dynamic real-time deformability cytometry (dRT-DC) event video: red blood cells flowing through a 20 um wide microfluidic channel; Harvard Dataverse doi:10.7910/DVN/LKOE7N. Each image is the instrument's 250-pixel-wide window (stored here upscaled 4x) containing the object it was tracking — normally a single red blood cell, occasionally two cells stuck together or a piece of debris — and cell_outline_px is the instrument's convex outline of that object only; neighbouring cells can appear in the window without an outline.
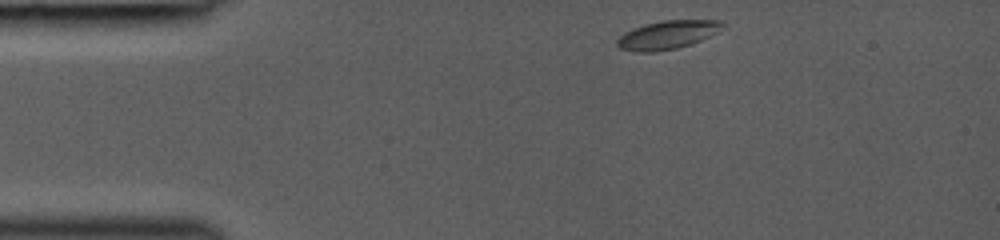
{"species": "common noctule bat (a hibernating species)", "species_latin": "Nyctalus noctula", "temperature_condition": "room temperature", "stored_images_in_passage": 35, "camera_frame_rate_fps": 3000, "um_per_image_px": 0.085, "animal": {"sex": "female", "body_mass_g": 19.0, "forearm_length_mm": 53.3}, "frame": {"image": 1, "passage_image": 1, "time_ms": 0.0, "image_size_px": [1000, 240], "cell_outline_px": [[724, 28], [692, 44], [676, 48], [656, 52], [636, 52], [620, 48], [616, 44], [616, 40], [624, 32], [632, 28], [644, 24], [660, 20], [720, 20], [724, 24]], "centroid_in_image_um": [56.7, 2.96], "position_along_channel_um": 28.3, "area_um2": 17.57}}
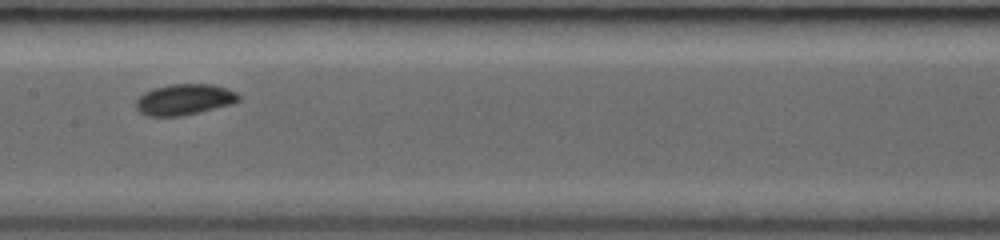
{"frame": {"image": 2, "passage_image": 16, "time_ms": 5.0, "image_size_px": [1000, 240], "cell_outline_px": [[240, 100], [232, 104], [200, 112], [180, 116], [144, 116], [136, 108], [136, 100], [144, 92], [156, 88], [172, 84], [212, 84], [236, 92], [240, 96]], "centroid_in_image_um": [15.67, 8.47], "position_along_channel_um": 191.7, "area_um2": 18.44}}
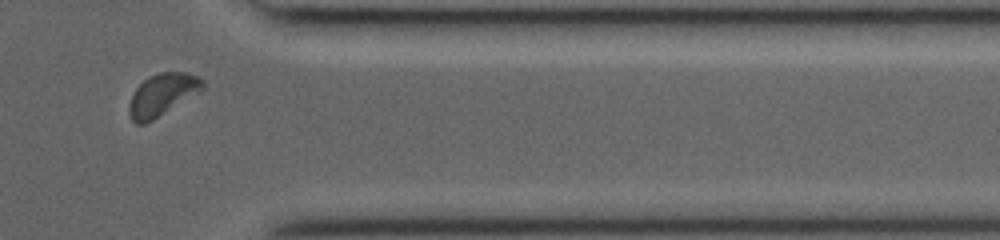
{"frame": {"image": 3, "passage_image": 30, "time_ms": 9.667, "image_size_px": [1000, 240], "cell_outline_px": [[204, 88], [200, 92], [152, 120], [144, 124], [136, 124], [132, 120], [128, 112], [128, 104], [136, 88], [148, 76], [160, 72], [184, 72], [196, 76], [204, 80]], "centroid_in_image_um": [13.78, 8.05], "position_along_channel_um": 397.6, "area_um2": 17.98}}